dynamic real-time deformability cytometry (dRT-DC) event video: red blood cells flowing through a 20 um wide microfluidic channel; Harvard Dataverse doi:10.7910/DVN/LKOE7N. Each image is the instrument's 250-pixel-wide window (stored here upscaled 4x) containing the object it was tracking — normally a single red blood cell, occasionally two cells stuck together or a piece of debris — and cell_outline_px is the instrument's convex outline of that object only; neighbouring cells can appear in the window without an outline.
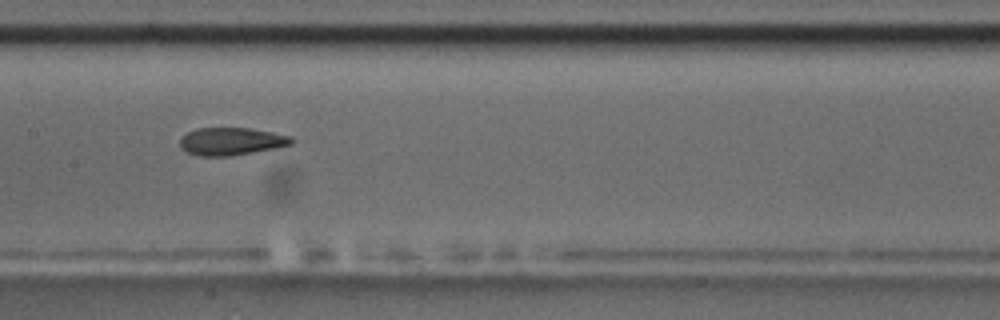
{"species": "common noctule bat (a hibernating species)", "species_latin": "Nyctalus noctula", "temperature_condition": "room temperature", "stored_images_in_passage": 11, "camera_frame_rate_fps": 3000, "um_per_image_px": 0.085, "animal": {"sex": "male", "body_mass_g": 17.5, "forearm_length_mm": 52.3}, "frame": {"image": 1, "passage_image": 8, "time_ms": 9.0, "image_size_px": [1000, 320], "cell_outline_px": [[296, 140], [292, 144], [276, 148], [232, 156], [200, 156], [188, 152], [180, 148], [180, 136], [196, 128], [248, 128], [272, 132], [292, 136]], "centroid_in_image_um": [19.67, 12.01], "position_along_channel_um": 187.7, "area_um2": 18.15}}